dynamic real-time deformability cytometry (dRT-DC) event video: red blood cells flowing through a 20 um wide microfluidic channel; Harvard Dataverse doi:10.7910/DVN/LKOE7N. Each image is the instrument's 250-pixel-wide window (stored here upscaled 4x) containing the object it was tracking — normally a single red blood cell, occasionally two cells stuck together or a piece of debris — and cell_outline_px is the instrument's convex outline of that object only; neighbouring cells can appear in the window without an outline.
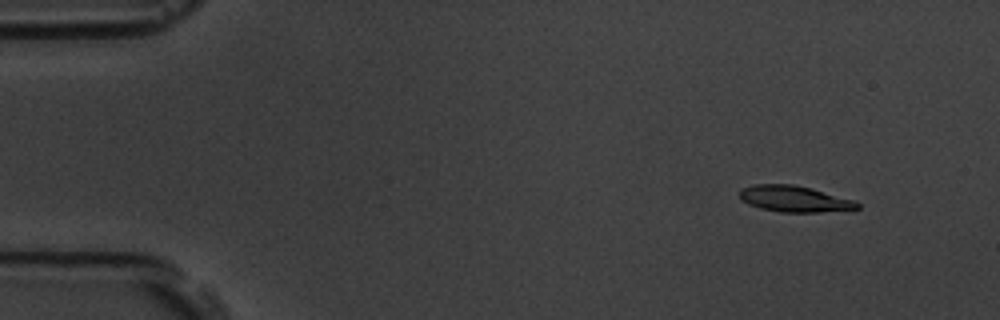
{"species": "common noctule bat (a hibernating species)", "species_latin": "Nyctalus noctula", "temperature_condition": "room temperature", "stored_images_in_passage": 3, "camera_frame_rate_fps": 3000, "um_per_image_px": 0.085, "animal": {"sex": "male", "body_mass_g": 19.5, "forearm_length_mm": 54.6}, "frame": {"image": 1, "passage_image": 1, "time_ms": 0.0, "image_size_px": [1000, 320], "cell_outline_px": [[860, 208], [820, 212], [780, 212], [760, 208], [748, 204], [740, 200], [740, 188], [756, 184], [792, 184], [812, 188], [856, 200], [860, 204]], "centroid_in_image_um": [67.52, 16.9], "position_along_channel_um": 17.5, "area_um2": 18.09}}